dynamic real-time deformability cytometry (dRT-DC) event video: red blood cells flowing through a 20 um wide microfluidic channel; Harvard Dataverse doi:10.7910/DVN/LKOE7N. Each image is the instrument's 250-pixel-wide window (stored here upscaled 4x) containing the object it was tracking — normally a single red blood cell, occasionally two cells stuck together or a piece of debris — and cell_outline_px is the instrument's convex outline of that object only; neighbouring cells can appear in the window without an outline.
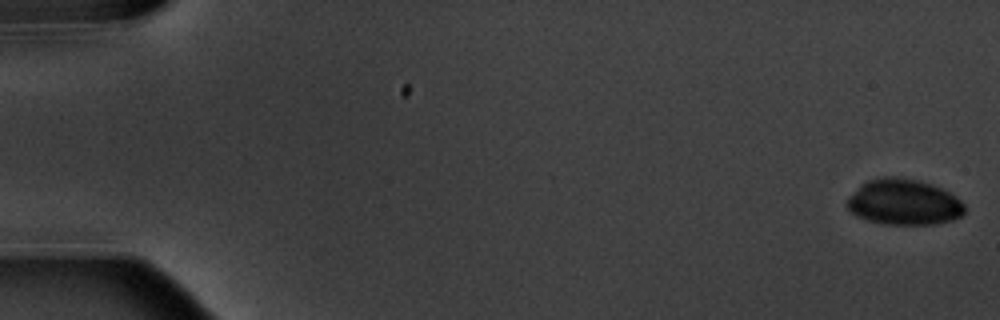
{"species": "common noctule bat (a hibernating species)", "species_latin": "Nyctalus noctula", "temperature_condition": "warm", "stored_images_in_passage": 10, "camera_frame_rate_fps": 3000, "um_per_image_px": 0.085, "animal": {"sex": "male", "body_mass_g": 20.1, "forearm_length_mm": 53.5}, "frame": {"image": 1, "passage_image": 1, "time_ms": 0.0, "image_size_px": [1000, 320], "cell_outline_px": [[964, 212], [960, 216], [952, 220], [936, 224], [884, 224], [868, 220], [856, 216], [844, 204], [848, 196], [860, 184], [868, 180], [884, 176], [892, 176], [916, 180], [932, 184], [956, 196], [964, 204]], "centroid_in_image_um": [76.78, 17.18], "position_along_channel_um": 8.2, "area_um2": 31.44}}
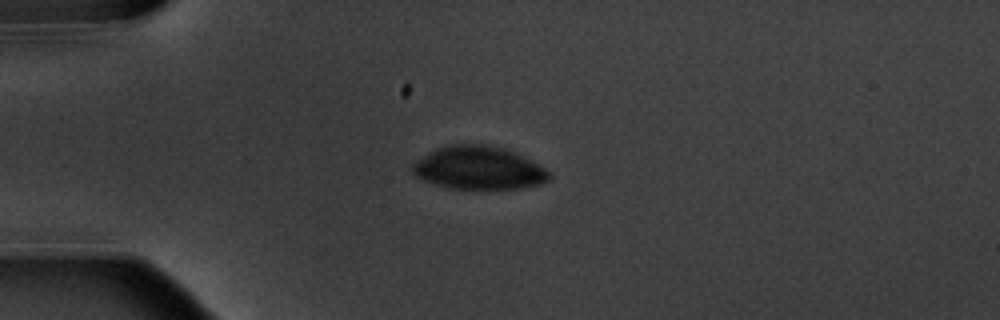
{"frame": {"image": 2, "passage_image": 5, "time_ms": 4.667, "image_size_px": [1000, 320], "cell_outline_px": [[548, 180], [540, 184], [520, 188], [448, 188], [424, 180], [416, 176], [412, 172], [412, 164], [416, 160], [428, 152], [436, 148], [448, 144], [484, 144], [504, 148], [532, 160], [540, 164], [548, 172]], "centroid_in_image_um": [40.65, 14.25], "position_along_channel_um": 44.3, "area_um2": 34.1}}